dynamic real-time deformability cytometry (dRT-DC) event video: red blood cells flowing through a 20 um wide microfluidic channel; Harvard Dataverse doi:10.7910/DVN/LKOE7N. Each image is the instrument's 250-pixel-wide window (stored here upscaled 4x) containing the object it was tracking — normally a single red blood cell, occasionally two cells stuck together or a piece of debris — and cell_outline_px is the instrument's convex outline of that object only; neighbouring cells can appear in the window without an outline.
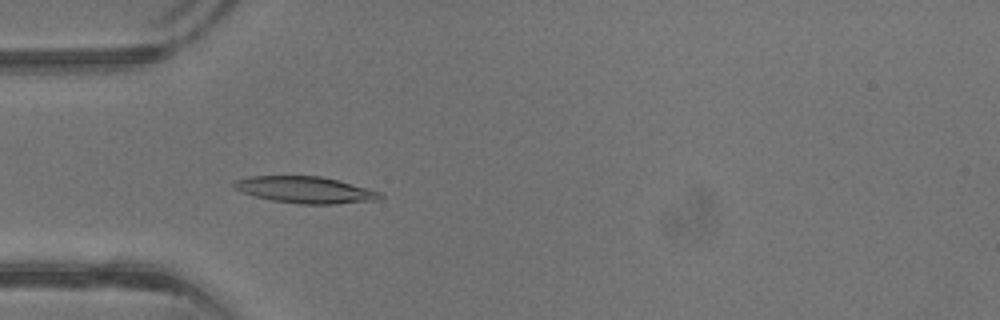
{"species": "common noctule bat (a hibernating species)", "species_latin": "Nyctalus noctula", "temperature_condition": "warm", "stored_images_in_passage": 41, "camera_frame_rate_fps": 3000, "um_per_image_px": 0.085, "animal": {"sex": "male", "body_mass_g": 13.3}, "frame": {"image": 1, "passage_image": 12, "time_ms": 3.667, "image_size_px": [1000, 320], "cell_outline_px": [[384, 196], [380, 200], [336, 204], [300, 204], [272, 200], [240, 192], [232, 184], [236, 180], [252, 176], [320, 176], [336, 180], [380, 192]], "centroid_in_image_um": [25.96, 16.15], "position_along_channel_um": 59.0, "area_um2": 22.43}}
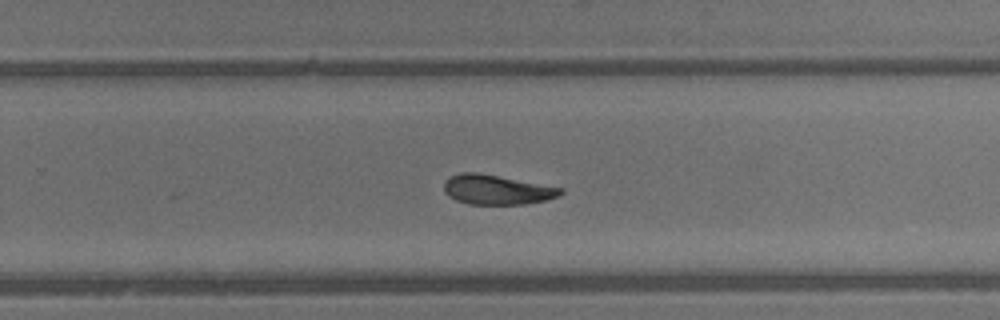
{"frame": {"image": 2, "passage_image": 26, "time_ms": 8.333, "image_size_px": [1000, 320], "cell_outline_px": [[564, 192], [556, 196], [544, 200], [524, 204], [468, 204], [456, 200], [448, 196], [444, 192], [444, 180], [448, 176], [460, 172], [476, 172], [564, 188]], "centroid_in_image_um": [42.16, 16.11], "position_along_channel_um": 287.6, "area_um2": 20.11}}
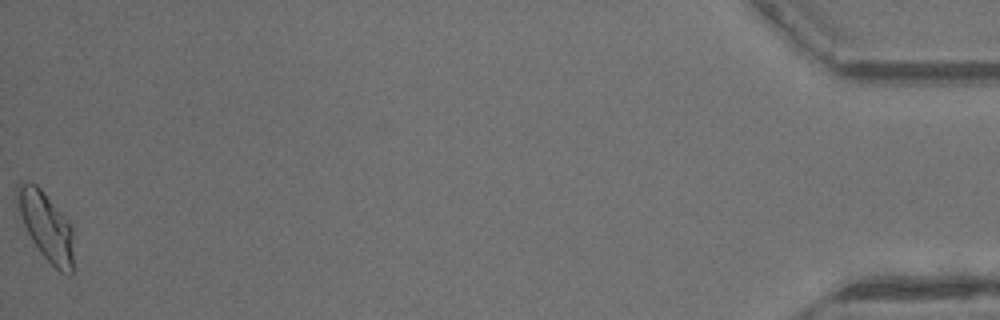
{"frame": {"image": 3, "passage_image": 41, "time_ms": 13.333, "image_size_px": [1000, 320], "cell_outline_px": [[72, 276], [68, 276], [60, 272], [40, 252], [32, 240], [16, 208], [16, 184], [24, 180], [28, 180], [36, 184], [40, 188], [72, 224]], "centroid_in_image_um": [3.89, 19.18], "position_along_channel_um": 431.3, "area_um2": 22.54}, "authors_computed_cell_mechanics": {"area_um2": 21.2126, "velocity_mm_per_s": 4.9635, "shape_relaxation_time_tau1_ms": 9.8439, "shape_relaxation_time_tau2_ms": 3.6332, "deformation_change_tau1": 0.2435, "deformation_change_tau2": 0.0973}}